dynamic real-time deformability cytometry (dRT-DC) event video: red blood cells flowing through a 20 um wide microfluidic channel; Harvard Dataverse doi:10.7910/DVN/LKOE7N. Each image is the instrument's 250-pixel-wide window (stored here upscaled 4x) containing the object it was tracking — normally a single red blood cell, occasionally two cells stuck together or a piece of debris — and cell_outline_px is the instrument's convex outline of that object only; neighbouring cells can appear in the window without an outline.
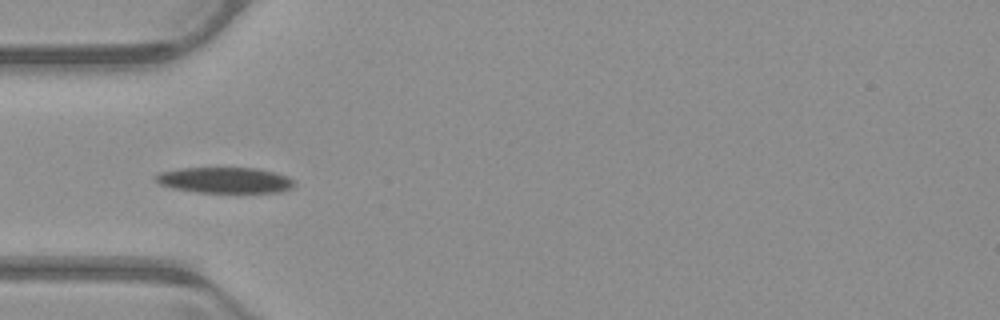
{"species": "common noctule bat (a hibernating species)", "species_latin": "Nyctalus noctula", "temperature_condition": "warm", "stored_images_in_passage": 38, "camera_frame_rate_fps": 3000, "um_per_image_px": 0.085, "animal": {"sex": "male", "body_mass_g": 23.1, "forearm_length_mm": 52.7}, "frame": {"image": 1, "passage_image": 1, "time_ms": 0.0, "image_size_px": [1000, 320], "cell_outline_px": [[296, 184], [292, 188], [280, 192], [200, 192], [176, 188], [160, 184], [156, 180], [156, 176], [160, 172], [180, 168], [256, 168], [288, 176]], "centroid_in_image_um": [19.16, 15.31], "position_along_channel_um": 65.8, "area_um2": 20.52}}
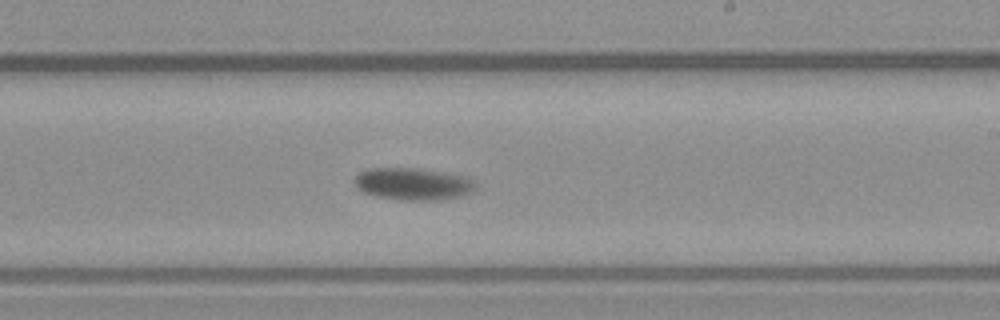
{"frame": {"image": 2, "passage_image": 16, "time_ms": 5.0, "image_size_px": [1000, 320], "cell_outline_px": [[476, 188], [472, 192], [460, 196], [440, 200], [396, 200], [376, 196], [364, 192], [356, 184], [356, 176], [360, 172], [368, 168], [420, 168], [468, 176], [476, 184]], "centroid_in_image_um": [35.16, 15.63], "position_along_channel_um": 253.8, "area_um2": 22.77}}
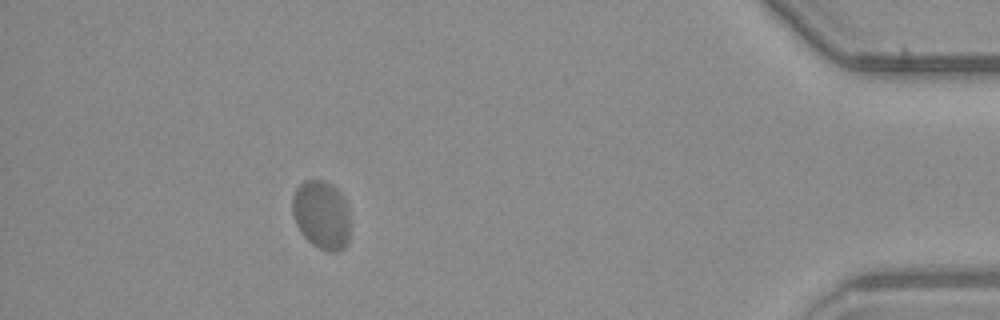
{"frame": {"image": 3, "passage_image": 33, "time_ms": 10.667, "image_size_px": [1000, 320], "cell_outline_px": [[348, 244], [340, 252], [328, 252], [312, 244], [300, 232], [296, 224], [292, 212], [292, 196], [296, 188], [304, 180], [324, 180], [332, 184], [340, 192], [344, 200], [348, 212]], "centroid_in_image_um": [27.31, 18.26], "position_along_channel_um": 407.9, "area_um2": 23.18}}